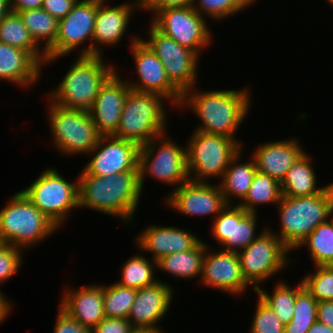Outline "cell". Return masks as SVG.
<instances>
[{
	"label": "cell",
	"mask_w": 333,
	"mask_h": 333,
	"mask_svg": "<svg viewBox=\"0 0 333 333\" xmlns=\"http://www.w3.org/2000/svg\"><path fill=\"white\" fill-rule=\"evenodd\" d=\"M135 330L127 319L105 317L91 333H133Z\"/></svg>",
	"instance_id": "b9f144b4"
},
{
	"label": "cell",
	"mask_w": 333,
	"mask_h": 333,
	"mask_svg": "<svg viewBox=\"0 0 333 333\" xmlns=\"http://www.w3.org/2000/svg\"><path fill=\"white\" fill-rule=\"evenodd\" d=\"M140 146L133 141L113 135L101 136L95 148L88 154L91 159L79 175L110 176L138 170Z\"/></svg>",
	"instance_id": "2e32d148"
},
{
	"label": "cell",
	"mask_w": 333,
	"mask_h": 333,
	"mask_svg": "<svg viewBox=\"0 0 333 333\" xmlns=\"http://www.w3.org/2000/svg\"><path fill=\"white\" fill-rule=\"evenodd\" d=\"M9 11V0H0V22Z\"/></svg>",
	"instance_id": "f907efd6"
},
{
	"label": "cell",
	"mask_w": 333,
	"mask_h": 333,
	"mask_svg": "<svg viewBox=\"0 0 333 333\" xmlns=\"http://www.w3.org/2000/svg\"><path fill=\"white\" fill-rule=\"evenodd\" d=\"M241 154H243V148L231 159L223 177L218 182L228 205H235L234 198H239L240 202L245 199L257 172L254 158H250V162H241Z\"/></svg>",
	"instance_id": "4316f807"
},
{
	"label": "cell",
	"mask_w": 333,
	"mask_h": 333,
	"mask_svg": "<svg viewBox=\"0 0 333 333\" xmlns=\"http://www.w3.org/2000/svg\"><path fill=\"white\" fill-rule=\"evenodd\" d=\"M308 247L314 266L333 265V216L319 224L300 244Z\"/></svg>",
	"instance_id": "e575fe53"
},
{
	"label": "cell",
	"mask_w": 333,
	"mask_h": 333,
	"mask_svg": "<svg viewBox=\"0 0 333 333\" xmlns=\"http://www.w3.org/2000/svg\"><path fill=\"white\" fill-rule=\"evenodd\" d=\"M174 289L161 280L137 290L127 320L136 330L162 332L159 322L171 307Z\"/></svg>",
	"instance_id": "ffe728a7"
},
{
	"label": "cell",
	"mask_w": 333,
	"mask_h": 333,
	"mask_svg": "<svg viewBox=\"0 0 333 333\" xmlns=\"http://www.w3.org/2000/svg\"><path fill=\"white\" fill-rule=\"evenodd\" d=\"M210 249L212 247L207 243L199 283L201 281L205 287L220 290L233 296L237 295V297L244 294L247 287L251 285L243 276L238 253L222 249L215 252Z\"/></svg>",
	"instance_id": "ac0fdd59"
},
{
	"label": "cell",
	"mask_w": 333,
	"mask_h": 333,
	"mask_svg": "<svg viewBox=\"0 0 333 333\" xmlns=\"http://www.w3.org/2000/svg\"><path fill=\"white\" fill-rule=\"evenodd\" d=\"M165 101L169 102L160 94L131 89L123 106L119 126L113 136L142 146L166 133L168 118L164 107Z\"/></svg>",
	"instance_id": "8992f818"
},
{
	"label": "cell",
	"mask_w": 333,
	"mask_h": 333,
	"mask_svg": "<svg viewBox=\"0 0 333 333\" xmlns=\"http://www.w3.org/2000/svg\"><path fill=\"white\" fill-rule=\"evenodd\" d=\"M299 139L288 138L280 141L261 143L255 147L252 156L257 171L281 182L289 168L305 152Z\"/></svg>",
	"instance_id": "d4e9b609"
},
{
	"label": "cell",
	"mask_w": 333,
	"mask_h": 333,
	"mask_svg": "<svg viewBox=\"0 0 333 333\" xmlns=\"http://www.w3.org/2000/svg\"><path fill=\"white\" fill-rule=\"evenodd\" d=\"M22 251L13 245L0 243V286L19 272L24 262Z\"/></svg>",
	"instance_id": "60d3db41"
},
{
	"label": "cell",
	"mask_w": 333,
	"mask_h": 333,
	"mask_svg": "<svg viewBox=\"0 0 333 333\" xmlns=\"http://www.w3.org/2000/svg\"><path fill=\"white\" fill-rule=\"evenodd\" d=\"M139 234L135 238L139 252L152 253L154 261L165 255L190 250L201 241L195 233L173 225H147Z\"/></svg>",
	"instance_id": "603a6c76"
},
{
	"label": "cell",
	"mask_w": 333,
	"mask_h": 333,
	"mask_svg": "<svg viewBox=\"0 0 333 333\" xmlns=\"http://www.w3.org/2000/svg\"><path fill=\"white\" fill-rule=\"evenodd\" d=\"M0 291V325L7 318V316L11 313L12 310V301L5 296V294ZM8 299V300H7Z\"/></svg>",
	"instance_id": "c3c4849f"
},
{
	"label": "cell",
	"mask_w": 333,
	"mask_h": 333,
	"mask_svg": "<svg viewBox=\"0 0 333 333\" xmlns=\"http://www.w3.org/2000/svg\"><path fill=\"white\" fill-rule=\"evenodd\" d=\"M170 192L165 196L164 204L185 216L213 215L215 218L228 205L218 183L210 181L189 180Z\"/></svg>",
	"instance_id": "e0dca14e"
},
{
	"label": "cell",
	"mask_w": 333,
	"mask_h": 333,
	"mask_svg": "<svg viewBox=\"0 0 333 333\" xmlns=\"http://www.w3.org/2000/svg\"><path fill=\"white\" fill-rule=\"evenodd\" d=\"M149 40L141 39L151 48L164 65L169 80L182 92L192 89L198 81V64L201 57L189 48L158 31L149 24Z\"/></svg>",
	"instance_id": "5bb4252c"
},
{
	"label": "cell",
	"mask_w": 333,
	"mask_h": 333,
	"mask_svg": "<svg viewBox=\"0 0 333 333\" xmlns=\"http://www.w3.org/2000/svg\"><path fill=\"white\" fill-rule=\"evenodd\" d=\"M107 1L98 0L92 38V55L103 56L104 51L101 47L117 46L127 33L132 14L135 13V10L141 9L140 0L123 2L124 4L121 2L115 6L106 4Z\"/></svg>",
	"instance_id": "44dd1931"
},
{
	"label": "cell",
	"mask_w": 333,
	"mask_h": 333,
	"mask_svg": "<svg viewBox=\"0 0 333 333\" xmlns=\"http://www.w3.org/2000/svg\"><path fill=\"white\" fill-rule=\"evenodd\" d=\"M43 0H9V9L12 12H21L31 9H40Z\"/></svg>",
	"instance_id": "7dc6e473"
},
{
	"label": "cell",
	"mask_w": 333,
	"mask_h": 333,
	"mask_svg": "<svg viewBox=\"0 0 333 333\" xmlns=\"http://www.w3.org/2000/svg\"><path fill=\"white\" fill-rule=\"evenodd\" d=\"M79 208H88L130 224L142 194L139 171H126L110 176L78 175Z\"/></svg>",
	"instance_id": "7a4b0ae2"
},
{
	"label": "cell",
	"mask_w": 333,
	"mask_h": 333,
	"mask_svg": "<svg viewBox=\"0 0 333 333\" xmlns=\"http://www.w3.org/2000/svg\"><path fill=\"white\" fill-rule=\"evenodd\" d=\"M315 267L302 278L304 287L318 302L333 300V265Z\"/></svg>",
	"instance_id": "f35d334b"
},
{
	"label": "cell",
	"mask_w": 333,
	"mask_h": 333,
	"mask_svg": "<svg viewBox=\"0 0 333 333\" xmlns=\"http://www.w3.org/2000/svg\"><path fill=\"white\" fill-rule=\"evenodd\" d=\"M22 192L58 228L65 224L70 211L79 208V178L67 181L55 167L43 170Z\"/></svg>",
	"instance_id": "30bf717a"
},
{
	"label": "cell",
	"mask_w": 333,
	"mask_h": 333,
	"mask_svg": "<svg viewBox=\"0 0 333 333\" xmlns=\"http://www.w3.org/2000/svg\"><path fill=\"white\" fill-rule=\"evenodd\" d=\"M103 58L99 55H78L61 82L52 88L46 98L63 108L89 111L102 85L117 70L114 63L106 64Z\"/></svg>",
	"instance_id": "277c9868"
},
{
	"label": "cell",
	"mask_w": 333,
	"mask_h": 333,
	"mask_svg": "<svg viewBox=\"0 0 333 333\" xmlns=\"http://www.w3.org/2000/svg\"><path fill=\"white\" fill-rule=\"evenodd\" d=\"M290 251L281 240L265 227L259 236L238 252L245 280L255 291L267 279L288 267Z\"/></svg>",
	"instance_id": "8fae6325"
},
{
	"label": "cell",
	"mask_w": 333,
	"mask_h": 333,
	"mask_svg": "<svg viewBox=\"0 0 333 333\" xmlns=\"http://www.w3.org/2000/svg\"><path fill=\"white\" fill-rule=\"evenodd\" d=\"M150 21L162 34L189 48L199 57L208 45H212L213 37L207 20L192 6L158 10Z\"/></svg>",
	"instance_id": "4fadbf2b"
},
{
	"label": "cell",
	"mask_w": 333,
	"mask_h": 333,
	"mask_svg": "<svg viewBox=\"0 0 333 333\" xmlns=\"http://www.w3.org/2000/svg\"><path fill=\"white\" fill-rule=\"evenodd\" d=\"M187 141V170L193 182L221 180L231 159L242 149L234 139L195 130Z\"/></svg>",
	"instance_id": "9c48e42d"
},
{
	"label": "cell",
	"mask_w": 333,
	"mask_h": 333,
	"mask_svg": "<svg viewBox=\"0 0 333 333\" xmlns=\"http://www.w3.org/2000/svg\"><path fill=\"white\" fill-rule=\"evenodd\" d=\"M137 290L113 283L103 284V308L105 317L127 319Z\"/></svg>",
	"instance_id": "d590c367"
},
{
	"label": "cell",
	"mask_w": 333,
	"mask_h": 333,
	"mask_svg": "<svg viewBox=\"0 0 333 333\" xmlns=\"http://www.w3.org/2000/svg\"><path fill=\"white\" fill-rule=\"evenodd\" d=\"M277 205L280 231L268 229L292 253L319 224L333 216V183L313 196H282Z\"/></svg>",
	"instance_id": "3957f363"
},
{
	"label": "cell",
	"mask_w": 333,
	"mask_h": 333,
	"mask_svg": "<svg viewBox=\"0 0 333 333\" xmlns=\"http://www.w3.org/2000/svg\"><path fill=\"white\" fill-rule=\"evenodd\" d=\"M133 333H158V332L147 331V330H135Z\"/></svg>",
	"instance_id": "816d5d0a"
},
{
	"label": "cell",
	"mask_w": 333,
	"mask_h": 333,
	"mask_svg": "<svg viewBox=\"0 0 333 333\" xmlns=\"http://www.w3.org/2000/svg\"><path fill=\"white\" fill-rule=\"evenodd\" d=\"M311 159L312 156L304 152L289 168L280 182L282 196H313L327 187V185L318 186V179Z\"/></svg>",
	"instance_id": "83f0119b"
},
{
	"label": "cell",
	"mask_w": 333,
	"mask_h": 333,
	"mask_svg": "<svg viewBox=\"0 0 333 333\" xmlns=\"http://www.w3.org/2000/svg\"><path fill=\"white\" fill-rule=\"evenodd\" d=\"M292 288L290 284L279 280L273 287L271 294L259 287L256 292L265 303L270 306L278 319L284 324H288L293 317L296 295L304 288L303 281Z\"/></svg>",
	"instance_id": "4dcf8cb0"
},
{
	"label": "cell",
	"mask_w": 333,
	"mask_h": 333,
	"mask_svg": "<svg viewBox=\"0 0 333 333\" xmlns=\"http://www.w3.org/2000/svg\"><path fill=\"white\" fill-rule=\"evenodd\" d=\"M318 301L304 287L297 295L292 320L285 325L284 333H307L317 320Z\"/></svg>",
	"instance_id": "8d00e7d4"
},
{
	"label": "cell",
	"mask_w": 333,
	"mask_h": 333,
	"mask_svg": "<svg viewBox=\"0 0 333 333\" xmlns=\"http://www.w3.org/2000/svg\"><path fill=\"white\" fill-rule=\"evenodd\" d=\"M139 182L142 191L146 177L178 188L189 181L186 146L173 142L167 133L140 146L138 155Z\"/></svg>",
	"instance_id": "ba28073f"
},
{
	"label": "cell",
	"mask_w": 333,
	"mask_h": 333,
	"mask_svg": "<svg viewBox=\"0 0 333 333\" xmlns=\"http://www.w3.org/2000/svg\"><path fill=\"white\" fill-rule=\"evenodd\" d=\"M58 227L20 190L0 209V241L29 249L48 239Z\"/></svg>",
	"instance_id": "5b68a950"
},
{
	"label": "cell",
	"mask_w": 333,
	"mask_h": 333,
	"mask_svg": "<svg viewBox=\"0 0 333 333\" xmlns=\"http://www.w3.org/2000/svg\"><path fill=\"white\" fill-rule=\"evenodd\" d=\"M130 48L139 79L138 82L127 80L130 88L137 92L160 94L168 99L172 108H178L183 93L169 80L160 59L139 36H132Z\"/></svg>",
	"instance_id": "9a60e30c"
},
{
	"label": "cell",
	"mask_w": 333,
	"mask_h": 333,
	"mask_svg": "<svg viewBox=\"0 0 333 333\" xmlns=\"http://www.w3.org/2000/svg\"><path fill=\"white\" fill-rule=\"evenodd\" d=\"M257 214L247 212L239 205H227L212 222L211 235L222 250L239 252L259 235Z\"/></svg>",
	"instance_id": "d6986e66"
},
{
	"label": "cell",
	"mask_w": 333,
	"mask_h": 333,
	"mask_svg": "<svg viewBox=\"0 0 333 333\" xmlns=\"http://www.w3.org/2000/svg\"><path fill=\"white\" fill-rule=\"evenodd\" d=\"M139 254L131 256L123 263L120 273L121 279L116 282L117 284L138 290L160 280L154 276L156 274L154 272L157 268V261L151 258L148 259V257L143 255V252Z\"/></svg>",
	"instance_id": "d6a6232c"
},
{
	"label": "cell",
	"mask_w": 333,
	"mask_h": 333,
	"mask_svg": "<svg viewBox=\"0 0 333 333\" xmlns=\"http://www.w3.org/2000/svg\"><path fill=\"white\" fill-rule=\"evenodd\" d=\"M47 101V120L52 134V145L62 155L87 156L101 137L89 111L63 108L49 99Z\"/></svg>",
	"instance_id": "52a82bcc"
},
{
	"label": "cell",
	"mask_w": 333,
	"mask_h": 333,
	"mask_svg": "<svg viewBox=\"0 0 333 333\" xmlns=\"http://www.w3.org/2000/svg\"><path fill=\"white\" fill-rule=\"evenodd\" d=\"M193 0H140L141 10L151 12L152 16L158 11L167 8L191 6Z\"/></svg>",
	"instance_id": "ee69618b"
},
{
	"label": "cell",
	"mask_w": 333,
	"mask_h": 333,
	"mask_svg": "<svg viewBox=\"0 0 333 333\" xmlns=\"http://www.w3.org/2000/svg\"><path fill=\"white\" fill-rule=\"evenodd\" d=\"M327 1L328 3H330V5H333V0H325Z\"/></svg>",
	"instance_id": "f5cc1de1"
},
{
	"label": "cell",
	"mask_w": 333,
	"mask_h": 333,
	"mask_svg": "<svg viewBox=\"0 0 333 333\" xmlns=\"http://www.w3.org/2000/svg\"><path fill=\"white\" fill-rule=\"evenodd\" d=\"M116 70L102 85L93 106L89 110L93 123L101 136L114 135L126 97L131 90L127 79L123 80Z\"/></svg>",
	"instance_id": "7402d4cb"
},
{
	"label": "cell",
	"mask_w": 333,
	"mask_h": 333,
	"mask_svg": "<svg viewBox=\"0 0 333 333\" xmlns=\"http://www.w3.org/2000/svg\"><path fill=\"white\" fill-rule=\"evenodd\" d=\"M0 42L27 51L42 67L46 52L32 38L18 13L9 11L0 22Z\"/></svg>",
	"instance_id": "f546056e"
},
{
	"label": "cell",
	"mask_w": 333,
	"mask_h": 333,
	"mask_svg": "<svg viewBox=\"0 0 333 333\" xmlns=\"http://www.w3.org/2000/svg\"><path fill=\"white\" fill-rule=\"evenodd\" d=\"M317 320L333 329V300L318 302Z\"/></svg>",
	"instance_id": "bcb514c9"
},
{
	"label": "cell",
	"mask_w": 333,
	"mask_h": 333,
	"mask_svg": "<svg viewBox=\"0 0 333 333\" xmlns=\"http://www.w3.org/2000/svg\"><path fill=\"white\" fill-rule=\"evenodd\" d=\"M34 41L46 52L56 41L58 20L44 9L17 12Z\"/></svg>",
	"instance_id": "836d02e7"
},
{
	"label": "cell",
	"mask_w": 333,
	"mask_h": 333,
	"mask_svg": "<svg viewBox=\"0 0 333 333\" xmlns=\"http://www.w3.org/2000/svg\"><path fill=\"white\" fill-rule=\"evenodd\" d=\"M98 0L76 2L71 11L58 21V33L55 43L46 51V64L54 63L58 58L79 50L78 55H92V38ZM87 41H90L88 46ZM82 45V46H81Z\"/></svg>",
	"instance_id": "7c38bea8"
},
{
	"label": "cell",
	"mask_w": 333,
	"mask_h": 333,
	"mask_svg": "<svg viewBox=\"0 0 333 333\" xmlns=\"http://www.w3.org/2000/svg\"><path fill=\"white\" fill-rule=\"evenodd\" d=\"M281 197L280 182L257 171L245 199L240 203L236 202V205L244 208L247 212L256 214L259 205H276L280 202Z\"/></svg>",
	"instance_id": "1f68e13d"
},
{
	"label": "cell",
	"mask_w": 333,
	"mask_h": 333,
	"mask_svg": "<svg viewBox=\"0 0 333 333\" xmlns=\"http://www.w3.org/2000/svg\"><path fill=\"white\" fill-rule=\"evenodd\" d=\"M67 288L63 290L59 307L82 326L92 331L105 318L103 285L88 284L76 290Z\"/></svg>",
	"instance_id": "cb8c5ba5"
},
{
	"label": "cell",
	"mask_w": 333,
	"mask_h": 333,
	"mask_svg": "<svg viewBox=\"0 0 333 333\" xmlns=\"http://www.w3.org/2000/svg\"><path fill=\"white\" fill-rule=\"evenodd\" d=\"M256 0H193L192 7L204 18L215 21L224 20L245 8L251 7Z\"/></svg>",
	"instance_id": "74e56055"
},
{
	"label": "cell",
	"mask_w": 333,
	"mask_h": 333,
	"mask_svg": "<svg viewBox=\"0 0 333 333\" xmlns=\"http://www.w3.org/2000/svg\"><path fill=\"white\" fill-rule=\"evenodd\" d=\"M206 247L207 243L201 240L190 250L165 255L157 261V271L181 279L201 278Z\"/></svg>",
	"instance_id": "f1b7e54d"
},
{
	"label": "cell",
	"mask_w": 333,
	"mask_h": 333,
	"mask_svg": "<svg viewBox=\"0 0 333 333\" xmlns=\"http://www.w3.org/2000/svg\"><path fill=\"white\" fill-rule=\"evenodd\" d=\"M75 2H82V1H85V0H74Z\"/></svg>",
	"instance_id": "db71d44e"
},
{
	"label": "cell",
	"mask_w": 333,
	"mask_h": 333,
	"mask_svg": "<svg viewBox=\"0 0 333 333\" xmlns=\"http://www.w3.org/2000/svg\"><path fill=\"white\" fill-rule=\"evenodd\" d=\"M75 3L74 0H43L41 8L59 21L71 11Z\"/></svg>",
	"instance_id": "f6af8a7d"
},
{
	"label": "cell",
	"mask_w": 333,
	"mask_h": 333,
	"mask_svg": "<svg viewBox=\"0 0 333 333\" xmlns=\"http://www.w3.org/2000/svg\"><path fill=\"white\" fill-rule=\"evenodd\" d=\"M42 69L27 51L0 42V80L27 88L39 81Z\"/></svg>",
	"instance_id": "484cf974"
},
{
	"label": "cell",
	"mask_w": 333,
	"mask_h": 333,
	"mask_svg": "<svg viewBox=\"0 0 333 333\" xmlns=\"http://www.w3.org/2000/svg\"><path fill=\"white\" fill-rule=\"evenodd\" d=\"M248 88L197 91L193 87L183 93L178 108L184 110V107H188L187 110L201 120L195 131L229 137L244 148L235 132L244 123L252 105V94Z\"/></svg>",
	"instance_id": "6da1fadb"
},
{
	"label": "cell",
	"mask_w": 333,
	"mask_h": 333,
	"mask_svg": "<svg viewBox=\"0 0 333 333\" xmlns=\"http://www.w3.org/2000/svg\"><path fill=\"white\" fill-rule=\"evenodd\" d=\"M58 315L55 319L53 333H91V331L82 326L76 319L69 316L60 307L57 310Z\"/></svg>",
	"instance_id": "7bdbcfd3"
},
{
	"label": "cell",
	"mask_w": 333,
	"mask_h": 333,
	"mask_svg": "<svg viewBox=\"0 0 333 333\" xmlns=\"http://www.w3.org/2000/svg\"><path fill=\"white\" fill-rule=\"evenodd\" d=\"M307 333H333V329L316 320Z\"/></svg>",
	"instance_id": "681fc988"
},
{
	"label": "cell",
	"mask_w": 333,
	"mask_h": 333,
	"mask_svg": "<svg viewBox=\"0 0 333 333\" xmlns=\"http://www.w3.org/2000/svg\"><path fill=\"white\" fill-rule=\"evenodd\" d=\"M249 333H284L285 325L259 296Z\"/></svg>",
	"instance_id": "ab89813d"
}]
</instances>
